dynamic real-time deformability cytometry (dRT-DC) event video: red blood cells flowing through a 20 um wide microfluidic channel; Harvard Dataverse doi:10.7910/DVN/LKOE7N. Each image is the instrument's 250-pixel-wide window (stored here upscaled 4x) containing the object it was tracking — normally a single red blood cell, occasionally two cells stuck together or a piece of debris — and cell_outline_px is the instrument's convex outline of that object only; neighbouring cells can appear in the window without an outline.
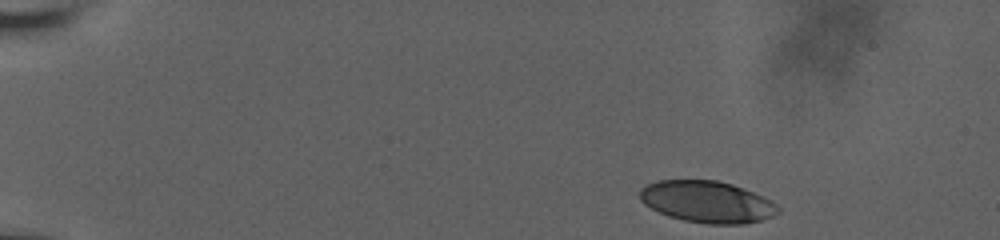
{"species": "human", "species_latin": "Homo sapiens", "temperature_condition": "room temperature", "stored_images_in_passage": 6, "camera_frame_rate_fps": 3000, "um_per_image_px": 0.085, "donor": {"sex": "male"}, "frame": {"image": 1, "passage_image": 1, "time_ms": 0.0, "image_size_px": [1000, 240], "cell_outline_px": [[780, 212], [772, 216], [760, 220], [744, 224], [708, 224], [684, 220], [668, 216], [644, 204], [640, 200], [640, 188], [656, 180], [716, 180], [732, 184], [764, 196], [772, 200], [780, 208]], "centroid_in_image_um": [60.12, 17.15], "position_along_channel_um": 24.9, "area_um2": 33.64}}
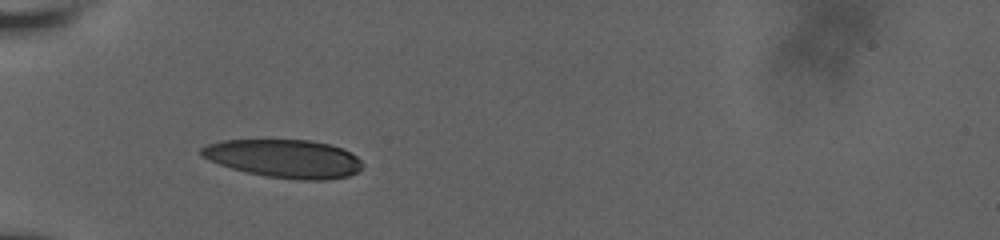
{"frame": {"image": 2, "passage_image": 5, "time_ms": 4.0, "image_size_px": [1000, 240], "cell_outline_px": [[364, 164], [356, 172], [348, 176], [324, 180], [304, 180], [268, 176], [248, 172], [232, 168], [220, 164], [200, 156], [200, 148], [208, 144], [220, 140], [308, 140], [328, 144], [340, 148], [356, 156]], "centroid_in_image_um": [24.13, 13.47], "position_along_channel_um": 60.9, "area_um2": 35.49}}